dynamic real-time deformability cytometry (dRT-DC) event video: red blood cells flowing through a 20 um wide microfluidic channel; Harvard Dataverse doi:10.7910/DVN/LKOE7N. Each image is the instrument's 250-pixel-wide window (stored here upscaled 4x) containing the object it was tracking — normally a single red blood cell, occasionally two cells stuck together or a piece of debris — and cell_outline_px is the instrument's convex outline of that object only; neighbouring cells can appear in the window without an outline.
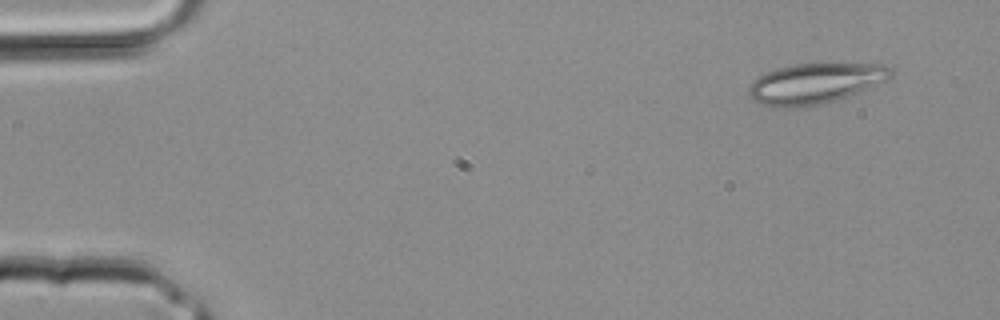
{"species": "common noctule bat (a hibernating species)", "species_latin": "Nyctalus noctula", "temperature_condition": "room temperature", "stored_images_in_passage": 2, "camera_frame_rate_fps": 3000, "um_per_image_px": 0.085, "animal": {"sex": "male", "body_mass_g": 20.4}, "frame": {"image": 1, "passage_image": 1, "time_ms": 0.0, "image_size_px": [1000, 320], "cell_outline_px": [[892, 76], [888, 80], [860, 92], [836, 100], [820, 104], [800, 108], [772, 108], [760, 104], [748, 96], [748, 84], [752, 80], [776, 68], [796, 64], [884, 64], [892, 68]], "centroid_in_image_um": [69.26, 7.11], "position_along_channel_um": 15.7, "area_um2": 33.87}}